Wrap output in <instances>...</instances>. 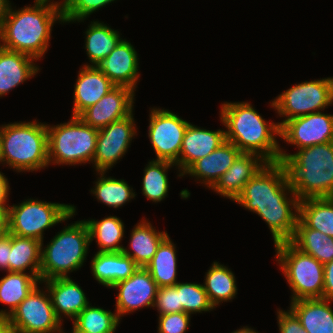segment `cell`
Listing matches in <instances>:
<instances>
[{
  "mask_svg": "<svg viewBox=\"0 0 333 333\" xmlns=\"http://www.w3.org/2000/svg\"><path fill=\"white\" fill-rule=\"evenodd\" d=\"M234 202L258 214L267 223L274 244L293 238L299 217V199L290 186L282 162H267Z\"/></svg>",
  "mask_w": 333,
  "mask_h": 333,
  "instance_id": "cell-1",
  "label": "cell"
},
{
  "mask_svg": "<svg viewBox=\"0 0 333 333\" xmlns=\"http://www.w3.org/2000/svg\"><path fill=\"white\" fill-rule=\"evenodd\" d=\"M220 122L225 126L226 140L242 153L260 155L267 162H280L278 123L266 121L248 102L221 104Z\"/></svg>",
  "mask_w": 333,
  "mask_h": 333,
  "instance_id": "cell-2",
  "label": "cell"
},
{
  "mask_svg": "<svg viewBox=\"0 0 333 333\" xmlns=\"http://www.w3.org/2000/svg\"><path fill=\"white\" fill-rule=\"evenodd\" d=\"M56 21L64 24L63 12L53 6L34 3L14 10L10 4L0 26V46L40 60L49 48Z\"/></svg>",
  "mask_w": 333,
  "mask_h": 333,
  "instance_id": "cell-3",
  "label": "cell"
},
{
  "mask_svg": "<svg viewBox=\"0 0 333 333\" xmlns=\"http://www.w3.org/2000/svg\"><path fill=\"white\" fill-rule=\"evenodd\" d=\"M280 162L299 201L333 197V141L302 148L294 154L280 148Z\"/></svg>",
  "mask_w": 333,
  "mask_h": 333,
  "instance_id": "cell-4",
  "label": "cell"
},
{
  "mask_svg": "<svg viewBox=\"0 0 333 333\" xmlns=\"http://www.w3.org/2000/svg\"><path fill=\"white\" fill-rule=\"evenodd\" d=\"M2 164L17 172L49 166L47 123L14 122L0 126Z\"/></svg>",
  "mask_w": 333,
  "mask_h": 333,
  "instance_id": "cell-5",
  "label": "cell"
},
{
  "mask_svg": "<svg viewBox=\"0 0 333 333\" xmlns=\"http://www.w3.org/2000/svg\"><path fill=\"white\" fill-rule=\"evenodd\" d=\"M91 243L85 220L66 225L44 247L41 242L40 282L59 277L81 268Z\"/></svg>",
  "mask_w": 333,
  "mask_h": 333,
  "instance_id": "cell-6",
  "label": "cell"
},
{
  "mask_svg": "<svg viewBox=\"0 0 333 333\" xmlns=\"http://www.w3.org/2000/svg\"><path fill=\"white\" fill-rule=\"evenodd\" d=\"M49 165L92 163L98 130L72 116L68 122L47 124Z\"/></svg>",
  "mask_w": 333,
  "mask_h": 333,
  "instance_id": "cell-7",
  "label": "cell"
},
{
  "mask_svg": "<svg viewBox=\"0 0 333 333\" xmlns=\"http://www.w3.org/2000/svg\"><path fill=\"white\" fill-rule=\"evenodd\" d=\"M276 261L292 290L291 302L323 298L324 265L290 241L276 243Z\"/></svg>",
  "mask_w": 333,
  "mask_h": 333,
  "instance_id": "cell-8",
  "label": "cell"
},
{
  "mask_svg": "<svg viewBox=\"0 0 333 333\" xmlns=\"http://www.w3.org/2000/svg\"><path fill=\"white\" fill-rule=\"evenodd\" d=\"M76 206L71 204L26 199L9 205V232L19 237L44 241V230L74 217Z\"/></svg>",
  "mask_w": 333,
  "mask_h": 333,
  "instance_id": "cell-9",
  "label": "cell"
},
{
  "mask_svg": "<svg viewBox=\"0 0 333 333\" xmlns=\"http://www.w3.org/2000/svg\"><path fill=\"white\" fill-rule=\"evenodd\" d=\"M270 105L285 118L277 122L279 127L292 118L323 111L333 105V77L293 85L275 97Z\"/></svg>",
  "mask_w": 333,
  "mask_h": 333,
  "instance_id": "cell-10",
  "label": "cell"
},
{
  "mask_svg": "<svg viewBox=\"0 0 333 333\" xmlns=\"http://www.w3.org/2000/svg\"><path fill=\"white\" fill-rule=\"evenodd\" d=\"M39 288L37 285L8 316L12 333H64L47 289Z\"/></svg>",
  "mask_w": 333,
  "mask_h": 333,
  "instance_id": "cell-11",
  "label": "cell"
},
{
  "mask_svg": "<svg viewBox=\"0 0 333 333\" xmlns=\"http://www.w3.org/2000/svg\"><path fill=\"white\" fill-rule=\"evenodd\" d=\"M149 113L148 138L156 154L155 160L176 163L190 122L164 108H152Z\"/></svg>",
  "mask_w": 333,
  "mask_h": 333,
  "instance_id": "cell-12",
  "label": "cell"
},
{
  "mask_svg": "<svg viewBox=\"0 0 333 333\" xmlns=\"http://www.w3.org/2000/svg\"><path fill=\"white\" fill-rule=\"evenodd\" d=\"M133 112L127 117L98 130L96 152L92 164L96 172H107L128 151L137 134Z\"/></svg>",
  "mask_w": 333,
  "mask_h": 333,
  "instance_id": "cell-13",
  "label": "cell"
},
{
  "mask_svg": "<svg viewBox=\"0 0 333 333\" xmlns=\"http://www.w3.org/2000/svg\"><path fill=\"white\" fill-rule=\"evenodd\" d=\"M280 138L299 149L333 141V114L321 111L292 118L280 127Z\"/></svg>",
  "mask_w": 333,
  "mask_h": 333,
  "instance_id": "cell-14",
  "label": "cell"
},
{
  "mask_svg": "<svg viewBox=\"0 0 333 333\" xmlns=\"http://www.w3.org/2000/svg\"><path fill=\"white\" fill-rule=\"evenodd\" d=\"M118 292L115 312L121 320L124 315L153 307L158 286L145 267H138L129 278L115 283L112 287Z\"/></svg>",
  "mask_w": 333,
  "mask_h": 333,
  "instance_id": "cell-15",
  "label": "cell"
},
{
  "mask_svg": "<svg viewBox=\"0 0 333 333\" xmlns=\"http://www.w3.org/2000/svg\"><path fill=\"white\" fill-rule=\"evenodd\" d=\"M134 97L135 92L130 88L115 86L78 117L89 126L100 130L130 115L134 110Z\"/></svg>",
  "mask_w": 333,
  "mask_h": 333,
  "instance_id": "cell-16",
  "label": "cell"
},
{
  "mask_svg": "<svg viewBox=\"0 0 333 333\" xmlns=\"http://www.w3.org/2000/svg\"><path fill=\"white\" fill-rule=\"evenodd\" d=\"M97 67L115 86L128 87L134 92L140 80L139 58L134 46L122 39Z\"/></svg>",
  "mask_w": 333,
  "mask_h": 333,
  "instance_id": "cell-17",
  "label": "cell"
},
{
  "mask_svg": "<svg viewBox=\"0 0 333 333\" xmlns=\"http://www.w3.org/2000/svg\"><path fill=\"white\" fill-rule=\"evenodd\" d=\"M225 141V130L212 131L189 123L183 137L179 160L175 163L178 177H183L197 160L209 155Z\"/></svg>",
  "mask_w": 333,
  "mask_h": 333,
  "instance_id": "cell-18",
  "label": "cell"
},
{
  "mask_svg": "<svg viewBox=\"0 0 333 333\" xmlns=\"http://www.w3.org/2000/svg\"><path fill=\"white\" fill-rule=\"evenodd\" d=\"M266 163L267 161L258 154L241 153L211 190L224 198L235 201L249 180Z\"/></svg>",
  "mask_w": 333,
  "mask_h": 333,
  "instance_id": "cell-19",
  "label": "cell"
},
{
  "mask_svg": "<svg viewBox=\"0 0 333 333\" xmlns=\"http://www.w3.org/2000/svg\"><path fill=\"white\" fill-rule=\"evenodd\" d=\"M42 283L45 284L56 317L61 323L63 322V316L73 321L90 304L81 286L70 277L53 278L41 281Z\"/></svg>",
  "mask_w": 333,
  "mask_h": 333,
  "instance_id": "cell-20",
  "label": "cell"
},
{
  "mask_svg": "<svg viewBox=\"0 0 333 333\" xmlns=\"http://www.w3.org/2000/svg\"><path fill=\"white\" fill-rule=\"evenodd\" d=\"M74 85L72 115L78 117L84 110L93 106L115 85L97 66L81 67Z\"/></svg>",
  "mask_w": 333,
  "mask_h": 333,
  "instance_id": "cell-21",
  "label": "cell"
},
{
  "mask_svg": "<svg viewBox=\"0 0 333 333\" xmlns=\"http://www.w3.org/2000/svg\"><path fill=\"white\" fill-rule=\"evenodd\" d=\"M241 153L233 143L226 140L209 155L197 160L183 177L192 176L211 189Z\"/></svg>",
  "mask_w": 333,
  "mask_h": 333,
  "instance_id": "cell-22",
  "label": "cell"
},
{
  "mask_svg": "<svg viewBox=\"0 0 333 333\" xmlns=\"http://www.w3.org/2000/svg\"><path fill=\"white\" fill-rule=\"evenodd\" d=\"M36 61L25 53L0 46V98L40 71Z\"/></svg>",
  "mask_w": 333,
  "mask_h": 333,
  "instance_id": "cell-23",
  "label": "cell"
},
{
  "mask_svg": "<svg viewBox=\"0 0 333 333\" xmlns=\"http://www.w3.org/2000/svg\"><path fill=\"white\" fill-rule=\"evenodd\" d=\"M138 267L123 252H96L91 260L92 275L107 288L132 276Z\"/></svg>",
  "mask_w": 333,
  "mask_h": 333,
  "instance_id": "cell-24",
  "label": "cell"
},
{
  "mask_svg": "<svg viewBox=\"0 0 333 333\" xmlns=\"http://www.w3.org/2000/svg\"><path fill=\"white\" fill-rule=\"evenodd\" d=\"M155 228L147 219H141L130 233L129 248L122 249L139 267H145L152 260L160 243L168 236L167 232Z\"/></svg>",
  "mask_w": 333,
  "mask_h": 333,
  "instance_id": "cell-25",
  "label": "cell"
},
{
  "mask_svg": "<svg viewBox=\"0 0 333 333\" xmlns=\"http://www.w3.org/2000/svg\"><path fill=\"white\" fill-rule=\"evenodd\" d=\"M331 303L324 298L301 299L290 302V309L308 333H333Z\"/></svg>",
  "mask_w": 333,
  "mask_h": 333,
  "instance_id": "cell-26",
  "label": "cell"
},
{
  "mask_svg": "<svg viewBox=\"0 0 333 333\" xmlns=\"http://www.w3.org/2000/svg\"><path fill=\"white\" fill-rule=\"evenodd\" d=\"M85 31V50L91 64L85 66H97L123 39L119 31L112 29L101 21H91Z\"/></svg>",
  "mask_w": 333,
  "mask_h": 333,
  "instance_id": "cell-27",
  "label": "cell"
},
{
  "mask_svg": "<svg viewBox=\"0 0 333 333\" xmlns=\"http://www.w3.org/2000/svg\"><path fill=\"white\" fill-rule=\"evenodd\" d=\"M290 242L323 265L333 260V238L318 230L308 228L299 218Z\"/></svg>",
  "mask_w": 333,
  "mask_h": 333,
  "instance_id": "cell-28",
  "label": "cell"
},
{
  "mask_svg": "<svg viewBox=\"0 0 333 333\" xmlns=\"http://www.w3.org/2000/svg\"><path fill=\"white\" fill-rule=\"evenodd\" d=\"M6 273L7 275L0 279V303L8 305V309L0 310V314L10 316L41 282L33 274L9 271Z\"/></svg>",
  "mask_w": 333,
  "mask_h": 333,
  "instance_id": "cell-29",
  "label": "cell"
},
{
  "mask_svg": "<svg viewBox=\"0 0 333 333\" xmlns=\"http://www.w3.org/2000/svg\"><path fill=\"white\" fill-rule=\"evenodd\" d=\"M40 265L41 241L11 234L10 272H29L40 280Z\"/></svg>",
  "mask_w": 333,
  "mask_h": 333,
  "instance_id": "cell-30",
  "label": "cell"
},
{
  "mask_svg": "<svg viewBox=\"0 0 333 333\" xmlns=\"http://www.w3.org/2000/svg\"><path fill=\"white\" fill-rule=\"evenodd\" d=\"M204 280V289L214 308L223 302L233 300L237 295L234 273L219 262L215 261L211 264Z\"/></svg>",
  "mask_w": 333,
  "mask_h": 333,
  "instance_id": "cell-31",
  "label": "cell"
},
{
  "mask_svg": "<svg viewBox=\"0 0 333 333\" xmlns=\"http://www.w3.org/2000/svg\"><path fill=\"white\" fill-rule=\"evenodd\" d=\"M176 252V246L168 235L145 266L158 287L173 286L178 282Z\"/></svg>",
  "mask_w": 333,
  "mask_h": 333,
  "instance_id": "cell-32",
  "label": "cell"
},
{
  "mask_svg": "<svg viewBox=\"0 0 333 333\" xmlns=\"http://www.w3.org/2000/svg\"><path fill=\"white\" fill-rule=\"evenodd\" d=\"M299 219L311 229L333 238V197L299 201Z\"/></svg>",
  "mask_w": 333,
  "mask_h": 333,
  "instance_id": "cell-33",
  "label": "cell"
},
{
  "mask_svg": "<svg viewBox=\"0 0 333 333\" xmlns=\"http://www.w3.org/2000/svg\"><path fill=\"white\" fill-rule=\"evenodd\" d=\"M89 227L91 242L95 239L98 252H122L124 222L117 216H107L101 220H85Z\"/></svg>",
  "mask_w": 333,
  "mask_h": 333,
  "instance_id": "cell-34",
  "label": "cell"
},
{
  "mask_svg": "<svg viewBox=\"0 0 333 333\" xmlns=\"http://www.w3.org/2000/svg\"><path fill=\"white\" fill-rule=\"evenodd\" d=\"M72 322L71 333H115L120 319L116 312L89 304Z\"/></svg>",
  "mask_w": 333,
  "mask_h": 333,
  "instance_id": "cell-35",
  "label": "cell"
},
{
  "mask_svg": "<svg viewBox=\"0 0 333 333\" xmlns=\"http://www.w3.org/2000/svg\"><path fill=\"white\" fill-rule=\"evenodd\" d=\"M97 174L99 177L94 183V188L90 190L97 201L117 209L135 198L136 194L133 192V188L124 179L106 177V172H97Z\"/></svg>",
  "mask_w": 333,
  "mask_h": 333,
  "instance_id": "cell-36",
  "label": "cell"
},
{
  "mask_svg": "<svg viewBox=\"0 0 333 333\" xmlns=\"http://www.w3.org/2000/svg\"><path fill=\"white\" fill-rule=\"evenodd\" d=\"M177 165L169 161L151 160L146 165L142 179V194L154 203L161 202L168 195L167 172ZM169 169V170H168Z\"/></svg>",
  "mask_w": 333,
  "mask_h": 333,
  "instance_id": "cell-37",
  "label": "cell"
},
{
  "mask_svg": "<svg viewBox=\"0 0 333 333\" xmlns=\"http://www.w3.org/2000/svg\"><path fill=\"white\" fill-rule=\"evenodd\" d=\"M177 290L179 291L180 304H182V312L191 315L210 312L215 309L208 298L203 284L177 282Z\"/></svg>",
  "mask_w": 333,
  "mask_h": 333,
  "instance_id": "cell-38",
  "label": "cell"
},
{
  "mask_svg": "<svg viewBox=\"0 0 333 333\" xmlns=\"http://www.w3.org/2000/svg\"><path fill=\"white\" fill-rule=\"evenodd\" d=\"M116 0H63L64 23L84 22L94 12Z\"/></svg>",
  "mask_w": 333,
  "mask_h": 333,
  "instance_id": "cell-39",
  "label": "cell"
},
{
  "mask_svg": "<svg viewBox=\"0 0 333 333\" xmlns=\"http://www.w3.org/2000/svg\"><path fill=\"white\" fill-rule=\"evenodd\" d=\"M153 308L158 310L159 315L182 312L177 283L173 286L158 287Z\"/></svg>",
  "mask_w": 333,
  "mask_h": 333,
  "instance_id": "cell-40",
  "label": "cell"
},
{
  "mask_svg": "<svg viewBox=\"0 0 333 333\" xmlns=\"http://www.w3.org/2000/svg\"><path fill=\"white\" fill-rule=\"evenodd\" d=\"M191 315L175 312L158 317V333H185L190 325Z\"/></svg>",
  "mask_w": 333,
  "mask_h": 333,
  "instance_id": "cell-41",
  "label": "cell"
},
{
  "mask_svg": "<svg viewBox=\"0 0 333 333\" xmlns=\"http://www.w3.org/2000/svg\"><path fill=\"white\" fill-rule=\"evenodd\" d=\"M276 313L279 333H308L290 308L286 311L278 308Z\"/></svg>",
  "mask_w": 333,
  "mask_h": 333,
  "instance_id": "cell-42",
  "label": "cell"
},
{
  "mask_svg": "<svg viewBox=\"0 0 333 333\" xmlns=\"http://www.w3.org/2000/svg\"><path fill=\"white\" fill-rule=\"evenodd\" d=\"M11 233L0 236V270L10 272Z\"/></svg>",
  "mask_w": 333,
  "mask_h": 333,
  "instance_id": "cell-43",
  "label": "cell"
},
{
  "mask_svg": "<svg viewBox=\"0 0 333 333\" xmlns=\"http://www.w3.org/2000/svg\"><path fill=\"white\" fill-rule=\"evenodd\" d=\"M323 298L333 302V260L324 265Z\"/></svg>",
  "mask_w": 333,
  "mask_h": 333,
  "instance_id": "cell-44",
  "label": "cell"
},
{
  "mask_svg": "<svg viewBox=\"0 0 333 333\" xmlns=\"http://www.w3.org/2000/svg\"><path fill=\"white\" fill-rule=\"evenodd\" d=\"M9 232V205H0V236Z\"/></svg>",
  "mask_w": 333,
  "mask_h": 333,
  "instance_id": "cell-45",
  "label": "cell"
},
{
  "mask_svg": "<svg viewBox=\"0 0 333 333\" xmlns=\"http://www.w3.org/2000/svg\"><path fill=\"white\" fill-rule=\"evenodd\" d=\"M10 186L8 182V178L0 171V205H9L8 202V196Z\"/></svg>",
  "mask_w": 333,
  "mask_h": 333,
  "instance_id": "cell-46",
  "label": "cell"
},
{
  "mask_svg": "<svg viewBox=\"0 0 333 333\" xmlns=\"http://www.w3.org/2000/svg\"><path fill=\"white\" fill-rule=\"evenodd\" d=\"M0 333H12L9 317L0 314Z\"/></svg>",
  "mask_w": 333,
  "mask_h": 333,
  "instance_id": "cell-47",
  "label": "cell"
},
{
  "mask_svg": "<svg viewBox=\"0 0 333 333\" xmlns=\"http://www.w3.org/2000/svg\"><path fill=\"white\" fill-rule=\"evenodd\" d=\"M10 4L11 3L9 0H0V26L3 23L5 17L7 16Z\"/></svg>",
  "mask_w": 333,
  "mask_h": 333,
  "instance_id": "cell-48",
  "label": "cell"
},
{
  "mask_svg": "<svg viewBox=\"0 0 333 333\" xmlns=\"http://www.w3.org/2000/svg\"><path fill=\"white\" fill-rule=\"evenodd\" d=\"M34 3L35 4L50 5V6H53V7H55V8H57V9H59V10L62 11V2L61 1L58 2V1L52 0V2H51V0H35Z\"/></svg>",
  "mask_w": 333,
  "mask_h": 333,
  "instance_id": "cell-49",
  "label": "cell"
},
{
  "mask_svg": "<svg viewBox=\"0 0 333 333\" xmlns=\"http://www.w3.org/2000/svg\"><path fill=\"white\" fill-rule=\"evenodd\" d=\"M231 333H258V331L256 332L255 329L248 327V326H244L241 327L240 329H237L236 331H233Z\"/></svg>",
  "mask_w": 333,
  "mask_h": 333,
  "instance_id": "cell-50",
  "label": "cell"
},
{
  "mask_svg": "<svg viewBox=\"0 0 333 333\" xmlns=\"http://www.w3.org/2000/svg\"><path fill=\"white\" fill-rule=\"evenodd\" d=\"M0 163H2L1 135H0Z\"/></svg>",
  "mask_w": 333,
  "mask_h": 333,
  "instance_id": "cell-51",
  "label": "cell"
}]
</instances>
